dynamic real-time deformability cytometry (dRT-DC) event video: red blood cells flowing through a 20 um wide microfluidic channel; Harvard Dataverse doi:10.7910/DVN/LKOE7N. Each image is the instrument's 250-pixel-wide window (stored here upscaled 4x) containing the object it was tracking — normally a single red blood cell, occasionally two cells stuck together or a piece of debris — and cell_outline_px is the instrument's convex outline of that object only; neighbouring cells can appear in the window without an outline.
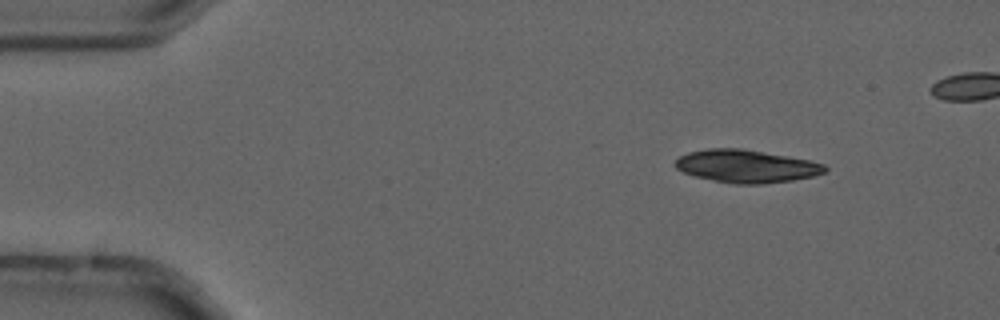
{"species": "common noctule bat (a hibernating species)", "species_latin": "Nyctalus noctula", "temperature_condition": "cold", "stored_images_in_passage": 5, "camera_frame_rate_fps": 3000, "um_per_image_px": 0.085, "animal": {"sex": "male", "forearm_length_mm": 52.5}, "frame": {"image": 1, "passage_image": 2, "time_ms": 0.333, "image_size_px": [1000, 320], "cell_outline_px": [[828, 168], [824, 172], [812, 176], [792, 180], [760, 184], [736, 184], [696, 176], [684, 172], [676, 168], [676, 160], [680, 156], [688, 152], [708, 148], [740, 148], [808, 160], [824, 164]], "centroid_in_image_um": [63.43, 14.12], "position_along_channel_um": 21.6, "area_um2": 28.09}}